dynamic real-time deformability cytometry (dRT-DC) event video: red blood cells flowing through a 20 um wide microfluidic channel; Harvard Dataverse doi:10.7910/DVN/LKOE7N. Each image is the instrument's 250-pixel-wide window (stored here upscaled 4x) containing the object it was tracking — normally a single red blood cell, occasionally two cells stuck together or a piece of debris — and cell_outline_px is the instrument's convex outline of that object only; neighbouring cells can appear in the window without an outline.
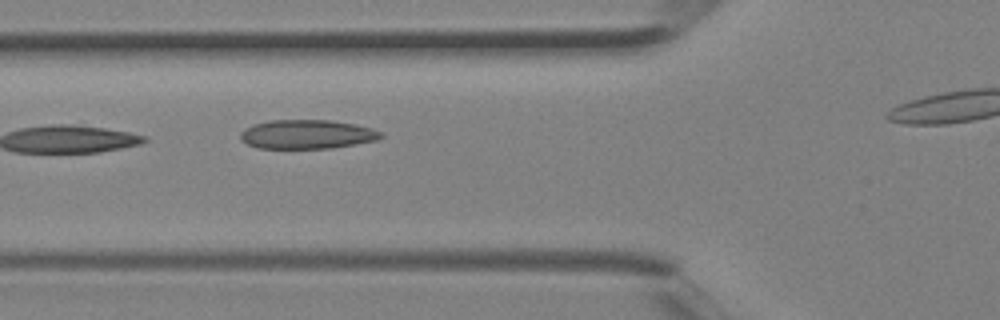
{"species": "Egyptian fruit bat (a non-hibernating species)", "species_latin": "Rousettus aegyptiacus", "temperature_condition": "room temperature", "stored_images_in_passage": 3, "segment_of_instrument_passage": [1, 2], "camera_frame_rate_fps": 3000, "um_per_image_px": 0.085, "animal": {"sex": "female"}, "frame": {"image": 1, "passage_image": 2, "time_ms": 0.333, "image_size_px": [1000, 320], "cell_outline_px": [[384, 136], [380, 140], [332, 148], [256, 148], [240, 140], [240, 132], [244, 128], [252, 124], [272, 120], [332, 120], [356, 124], [372, 128], [380, 132]], "centroid_in_image_um": [26.1, 11.41], "position_along_channel_um": 99.7, "area_um2": 24.04}}